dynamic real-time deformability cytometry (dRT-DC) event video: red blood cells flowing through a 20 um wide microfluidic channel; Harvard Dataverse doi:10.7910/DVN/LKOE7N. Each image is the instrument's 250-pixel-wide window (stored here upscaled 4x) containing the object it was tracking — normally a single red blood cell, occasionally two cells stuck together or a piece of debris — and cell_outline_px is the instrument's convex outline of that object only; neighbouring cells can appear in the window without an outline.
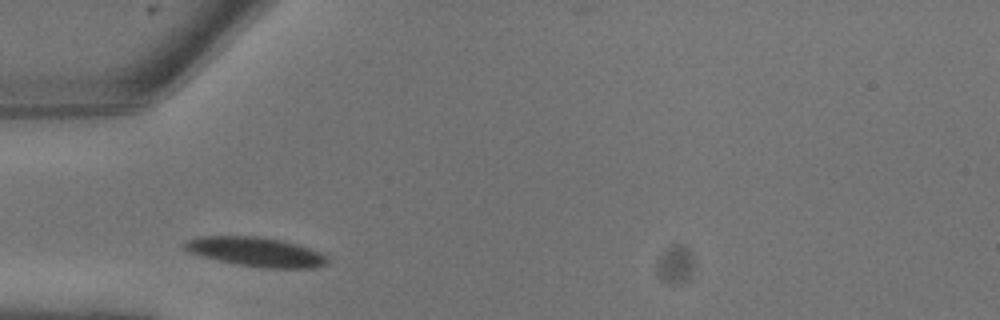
{"species": "common noctule bat (a hibernating species)", "species_latin": "Nyctalus noctula", "temperature_condition": "warm", "stored_images_in_passage": 8, "camera_frame_rate_fps": 3000, "um_per_image_px": 0.085, "animal": {"sex": "male", "body_mass_g": 13.3}, "frame": {"image": 1, "passage_image": 1, "time_ms": 0.0, "image_size_px": [1000, 320], "cell_outline_px": [[328, 264], [312, 268], [264, 268], [240, 264], [220, 260], [188, 252], [184, 248], [184, 240], [200, 236], [260, 236], [280, 240], [296, 244], [308, 248], [328, 256]], "centroid_in_image_um": [21.76, 21.4], "position_along_channel_um": 63.2, "area_um2": 24.16}}
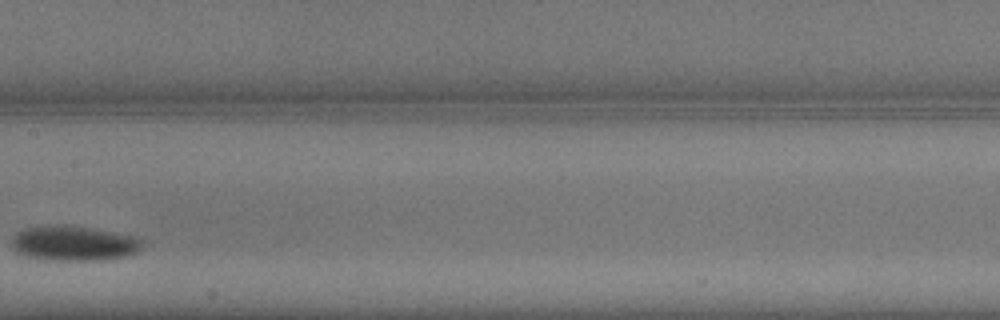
{"frame": {"image": 2, "passage_image": 6, "time_ms": 1.667, "image_size_px": [1000, 320], "cell_outline_px": [[144, 248], [136, 252], [124, 256], [104, 260], [52, 260], [24, 256], [16, 252], [12, 248], [12, 236], [16, 232], [24, 228], [64, 224], [92, 228], [140, 236], [144, 240]], "centroid_in_image_um": [6.32, 20.67], "position_along_channel_um": 201.1, "area_um2": 27.11}}
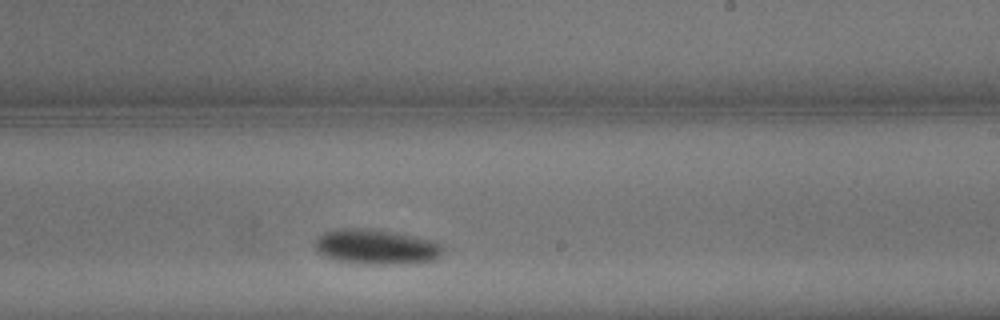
{"frame": {"image": 3, "passage_image": 8, "time_ms": 2.333, "image_size_px": [1000, 320], "cell_outline_px": [[444, 248], [440, 256], [432, 260], [420, 264], [368, 264], [340, 260], [324, 256], [316, 252], [316, 236], [324, 232], [340, 228], [380, 228], [440, 240], [444, 244]], "centroid_in_image_um": [32.1, 20.95], "position_along_channel_um": 256.9, "area_um2": 27.17}}